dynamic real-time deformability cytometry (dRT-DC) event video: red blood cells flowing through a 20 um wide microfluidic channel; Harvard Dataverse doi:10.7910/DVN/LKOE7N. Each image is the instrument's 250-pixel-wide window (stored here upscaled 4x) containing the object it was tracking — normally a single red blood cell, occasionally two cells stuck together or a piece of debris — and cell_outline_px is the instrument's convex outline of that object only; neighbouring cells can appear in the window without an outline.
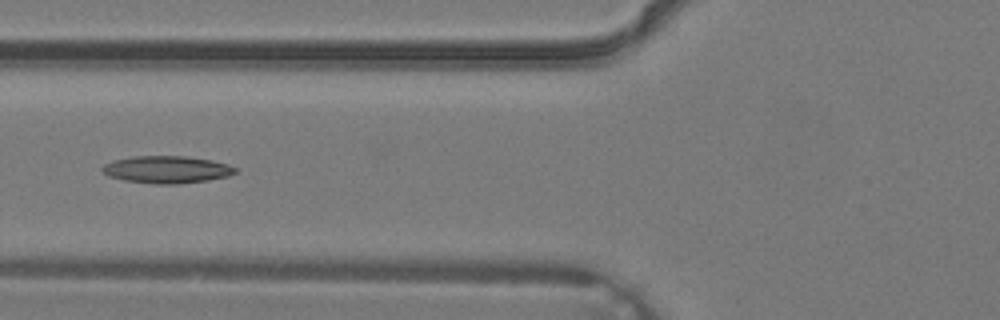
{"species": "common noctule bat (a hibernating species)", "species_latin": "Nyctalus noctula", "temperature_condition": "warm", "stored_images_in_passage": 3, "camera_frame_rate_fps": 3000, "um_per_image_px": 0.085, "animal": {"sex": "male", "body_mass_g": 19.2, "forearm_length_mm": 51.8}, "frame": {"image": 1, "passage_image": 3, "time_ms": 0.667, "image_size_px": [1000, 320], "cell_outline_px": [[236, 172], [228, 176], [208, 180], [176, 184], [156, 184], [124, 180], [108, 176], [100, 168], [104, 164], [116, 160], [132, 156], [184, 156], [212, 160], [228, 164], [236, 168]], "centroid_in_image_um": [14.18, 14.41], "position_along_channel_um": 111.6, "area_um2": 21.04}}